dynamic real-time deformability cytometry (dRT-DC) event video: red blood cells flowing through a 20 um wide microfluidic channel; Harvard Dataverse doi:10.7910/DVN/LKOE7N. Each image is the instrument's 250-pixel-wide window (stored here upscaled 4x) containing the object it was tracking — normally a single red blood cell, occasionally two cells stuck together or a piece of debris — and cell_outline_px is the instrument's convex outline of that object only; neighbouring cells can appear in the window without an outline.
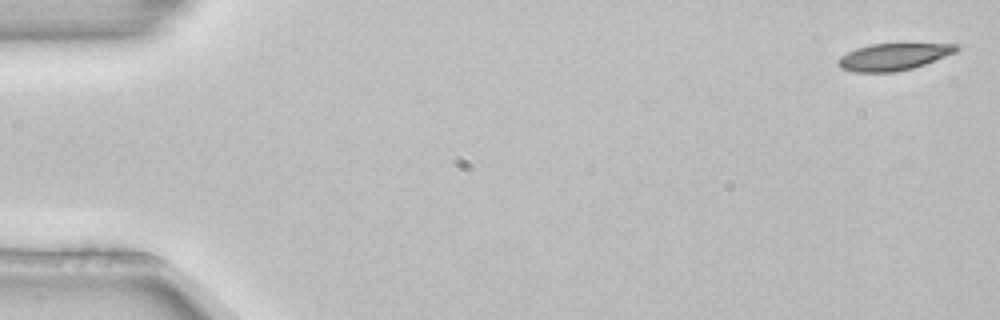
{"species": "common noctule bat (a hibernating species)", "species_latin": "Nyctalus noctula", "temperature_condition": "room temperature", "stored_images_in_passage": 4, "camera_frame_rate_fps": 3000, "um_per_image_px": 0.085, "animal": {"sex": "female", "body_mass_g": 22.7, "forearm_length_mm": 54.2}, "frame": {"image": 1, "passage_image": 1, "time_ms": 0.0, "image_size_px": [1000, 320], "cell_outline_px": [[960, 48], [956, 52], [924, 64], [912, 68], [896, 72], [856, 72], [840, 68], [836, 64], [836, 60], [840, 56], [856, 48], [872, 44], [960, 44]], "centroid_in_image_um": [75.91, 4.83], "position_along_channel_um": 9.1, "area_um2": 18.5}}
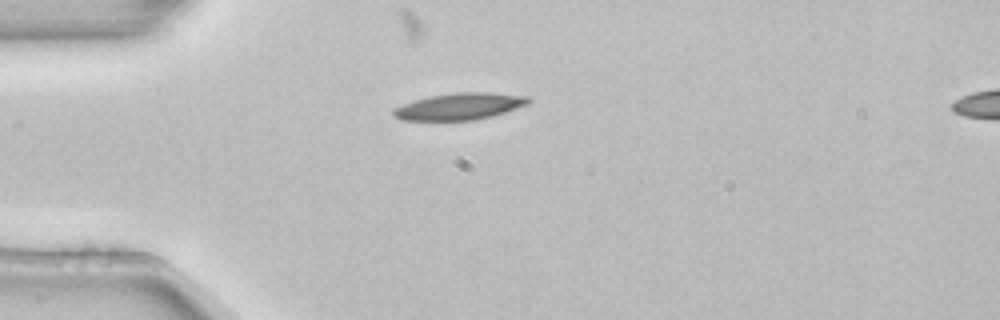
{"frame": {"image": 2, "passage_image": 3, "time_ms": 0.667, "image_size_px": [1000, 320], "cell_outline_px": [[532, 100], [528, 104], [492, 116], [476, 120], [400, 120], [392, 116], [392, 108], [416, 100], [432, 96], [456, 92], [492, 92], [528, 96]], "centroid_in_image_um": [39.07, 9.04], "position_along_channel_um": 45.9, "area_um2": 21.04}}